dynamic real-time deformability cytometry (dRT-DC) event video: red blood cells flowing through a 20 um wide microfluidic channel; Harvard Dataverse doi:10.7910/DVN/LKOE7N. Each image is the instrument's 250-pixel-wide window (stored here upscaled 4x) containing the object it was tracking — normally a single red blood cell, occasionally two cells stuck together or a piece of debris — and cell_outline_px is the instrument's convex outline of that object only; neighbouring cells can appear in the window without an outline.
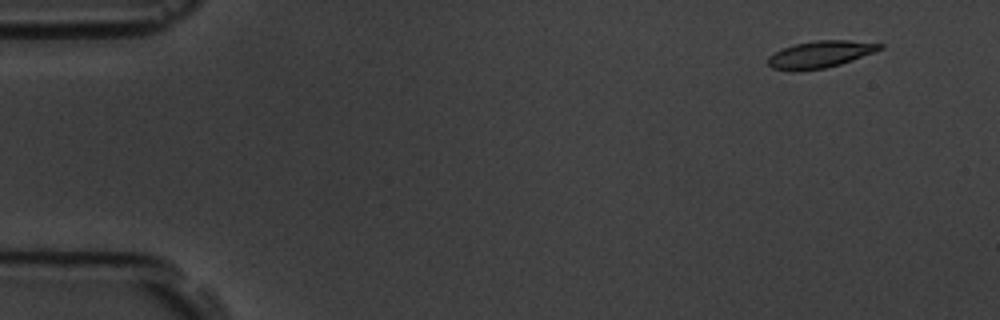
{"species": "common noctule bat (a hibernating species)", "species_latin": "Nyctalus noctula", "temperature_condition": "room temperature", "stored_images_in_passage": 6, "camera_frame_rate_fps": 3000, "um_per_image_px": 0.085, "animal": {"sex": "male", "body_mass_g": 19.5, "forearm_length_mm": 54.6}, "frame": {"image": 1, "passage_image": 2, "time_ms": 1.333, "image_size_px": [1000, 320], "cell_outline_px": [[884, 48], [852, 60], [840, 64], [824, 68], [792, 72], [772, 68], [768, 64], [768, 56], [784, 48], [796, 44], [816, 40], [848, 40], [884, 44]], "centroid_in_image_um": [69.71, 4.63], "position_along_channel_um": 15.3, "area_um2": 17.46}}
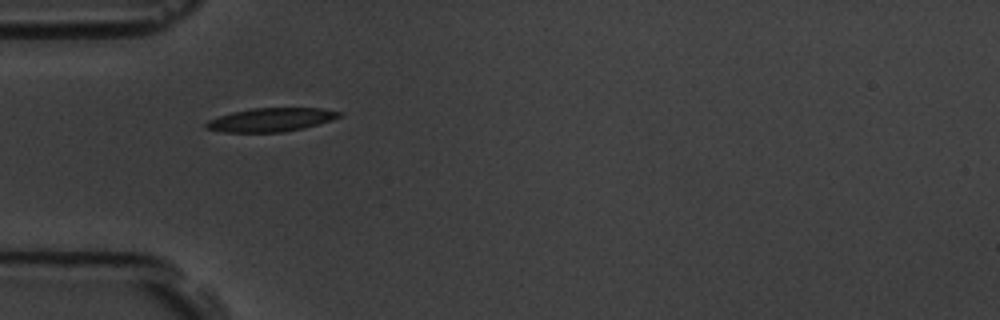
{"frame": {"image": 2, "passage_image": 5, "time_ms": 5.667, "image_size_px": [1000, 320], "cell_outline_px": [[340, 116], [332, 120], [304, 128], [284, 132], [224, 132], [204, 128], [204, 124], [208, 120], [232, 112], [252, 108], [320, 108], [340, 112]], "centroid_in_image_um": [23.0, 10.18], "position_along_channel_um": 62.0, "area_um2": 18.21}}
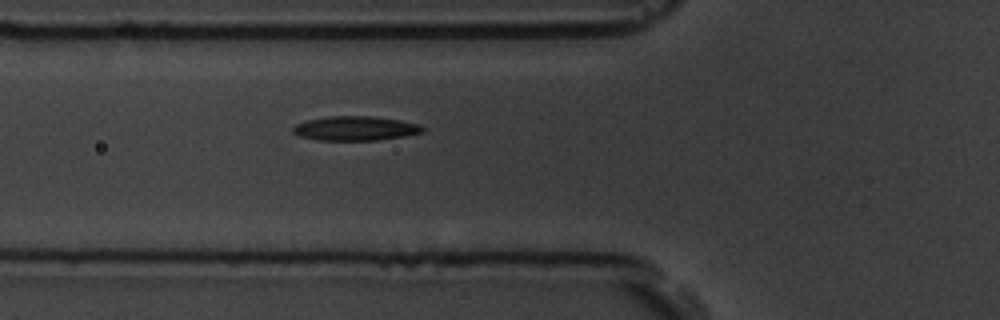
{"frame": {"image": 3, "passage_image": 6, "time_ms": 6.667, "image_size_px": [1000, 320], "cell_outline_px": [[424, 132], [404, 136], [380, 140], [316, 140], [300, 136], [292, 132], [292, 128], [296, 124], [308, 120], [328, 116], [372, 116], [400, 120], [420, 124], [424, 128]], "centroid_in_image_um": [30.22, 10.91], "position_along_channel_um": 95.6, "area_um2": 18.44}}